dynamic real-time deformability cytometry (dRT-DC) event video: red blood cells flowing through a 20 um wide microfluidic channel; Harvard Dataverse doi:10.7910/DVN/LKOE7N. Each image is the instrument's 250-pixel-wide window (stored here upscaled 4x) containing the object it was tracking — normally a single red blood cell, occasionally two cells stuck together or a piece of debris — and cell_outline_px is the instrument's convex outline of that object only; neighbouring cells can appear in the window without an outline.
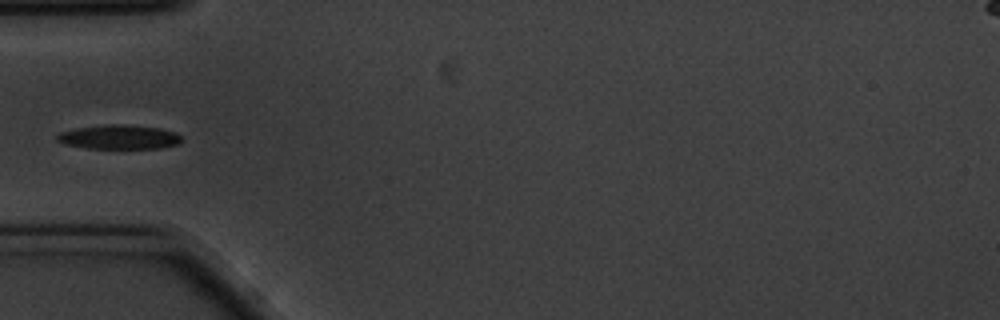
{"species": "common noctule bat (a hibernating species)", "species_latin": "Nyctalus noctula", "temperature_condition": "cold", "stored_images_in_passage": 40, "camera_frame_rate_fps": 3000, "um_per_image_px": 0.085, "animal": {"sex": "male", "body_mass_g": 20.1, "forearm_length_mm": 53.5}, "frame": {"image": 1, "passage_image": 1, "time_ms": 0.0, "image_size_px": [1000, 320], "cell_outline_px": [[184, 140], [180, 144], [160, 148], [88, 148], [64, 144], [56, 140], [56, 136], [60, 132], [76, 128], [104, 124], [124, 124], [160, 128], [176, 132]], "centroid_in_image_um": [10.15, 11.64], "position_along_channel_um": 74.8, "area_um2": 17.74}}
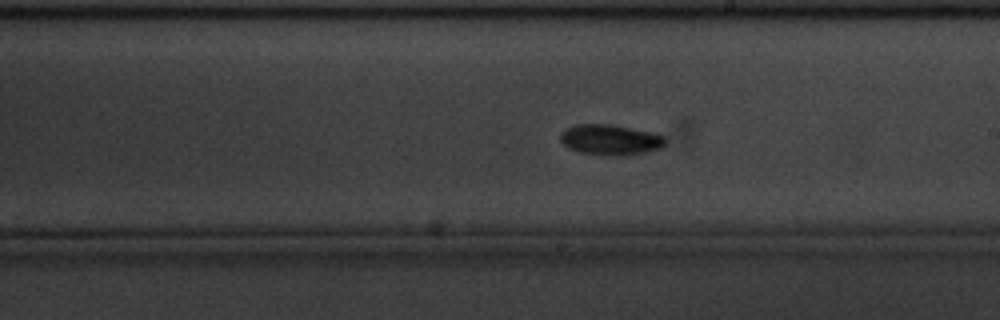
{"frame": {"image": 2, "passage_image": 15, "time_ms": 4.667, "image_size_px": [1000, 320], "cell_outline_px": [[668, 140], [660, 148], [648, 152], [628, 156], [612, 156], [576, 152], [568, 148], [560, 140], [560, 132], [576, 124], [608, 124], [652, 132], [664, 136]], "centroid_in_image_um": [51.89, 11.9], "position_along_channel_um": 237.1, "area_um2": 18.9}}
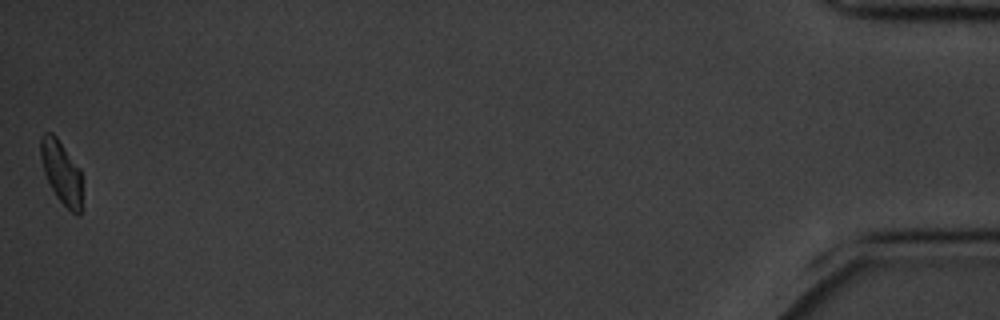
{"frame": {"image": 3, "passage_image": 40, "time_ms": 13.0, "image_size_px": [1000, 320], "cell_outline_px": [[80, 216], [76, 216], [56, 196], [44, 172], [40, 160], [40, 136], [44, 132], [52, 132], [56, 136], [80, 168]], "centroid_in_image_um": [5.18, 14.58], "position_along_channel_um": 430.0, "area_um2": 15.03}}